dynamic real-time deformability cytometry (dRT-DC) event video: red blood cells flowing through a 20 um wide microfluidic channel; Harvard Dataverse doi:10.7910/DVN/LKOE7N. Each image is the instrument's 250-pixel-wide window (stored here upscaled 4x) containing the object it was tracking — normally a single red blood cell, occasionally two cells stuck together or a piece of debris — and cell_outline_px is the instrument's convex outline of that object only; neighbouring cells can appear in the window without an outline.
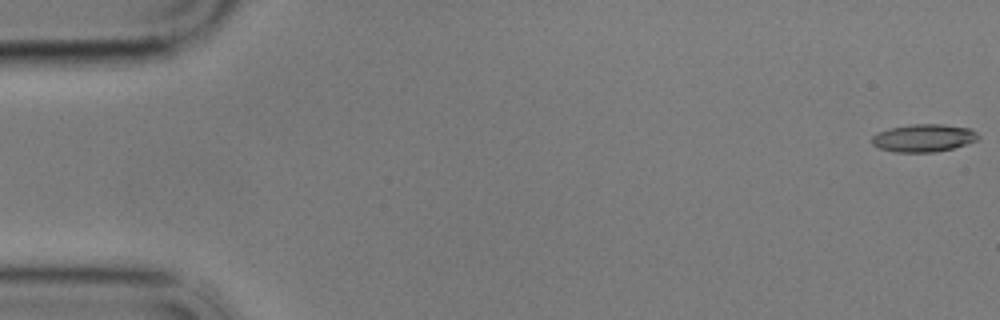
{"species": "common noctule bat (a hibernating species)", "species_latin": "Nyctalus noctula", "temperature_condition": "cold", "stored_images_in_passage": 59, "camera_frame_rate_fps": 3000, "um_per_image_px": 0.085, "animal": {"sex": "male", "body_mass_g": 17.9}, "frame": {"image": 1, "passage_image": 1, "time_ms": 0.0, "image_size_px": [1000, 320], "cell_outline_px": [[980, 136], [976, 140], [952, 148], [936, 152], [896, 152], [880, 148], [872, 144], [872, 136], [876, 132], [888, 128], [912, 124], [940, 124], [972, 128]], "centroid_in_image_um": [78.48, 11.72], "position_along_channel_um": 6.5, "area_um2": 17.17}}
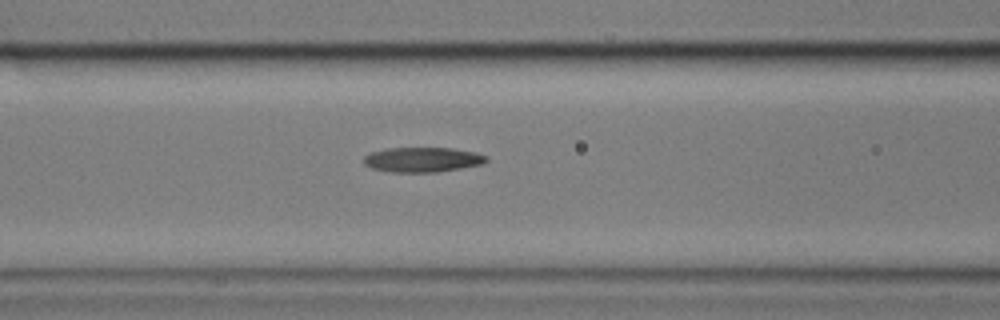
{"frame": {"image": 2, "passage_image": 24, "time_ms": 7.667, "image_size_px": [1000, 320], "cell_outline_px": [[488, 160], [484, 164], [436, 172], [388, 172], [372, 168], [364, 164], [364, 156], [372, 152], [388, 148], [452, 148], [476, 152], [488, 156]], "centroid_in_image_um": [35.94, 13.57], "position_along_channel_um": 130.7, "area_um2": 17.8}}
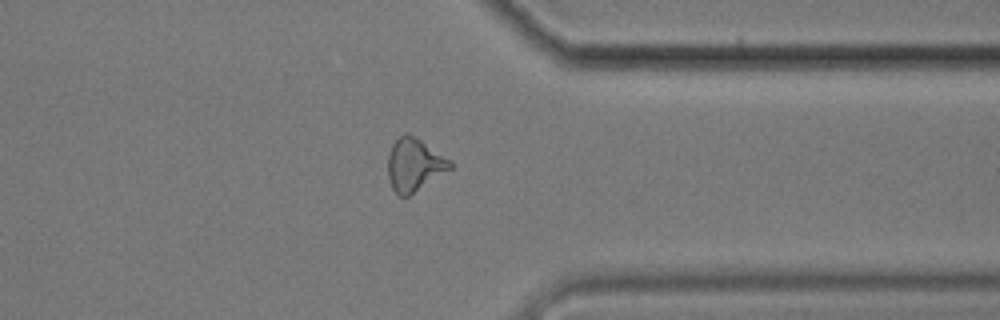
{"frame": {"image": 3, "passage_image": 46, "time_ms": 15.0, "image_size_px": [1000, 320], "cell_outline_px": [[452, 168], [408, 196], [400, 196], [392, 188], [388, 180], [388, 156], [392, 144], [404, 132], [408, 132], [452, 160]], "centroid_in_image_um": [35.21, 13.99], "position_along_channel_um": 376.2, "area_um2": 19.07}, "authors_computed_cell_mechanics": {"area_um2": 17.918, "velocity_mm_per_s": 3.4241, "shape_relaxation_time_tau1_ms": null, "shape_relaxation_time_tau2_ms": 9.7851, "deformation_change_tau1": null, "deformation_change_tau2": 0.1754}}